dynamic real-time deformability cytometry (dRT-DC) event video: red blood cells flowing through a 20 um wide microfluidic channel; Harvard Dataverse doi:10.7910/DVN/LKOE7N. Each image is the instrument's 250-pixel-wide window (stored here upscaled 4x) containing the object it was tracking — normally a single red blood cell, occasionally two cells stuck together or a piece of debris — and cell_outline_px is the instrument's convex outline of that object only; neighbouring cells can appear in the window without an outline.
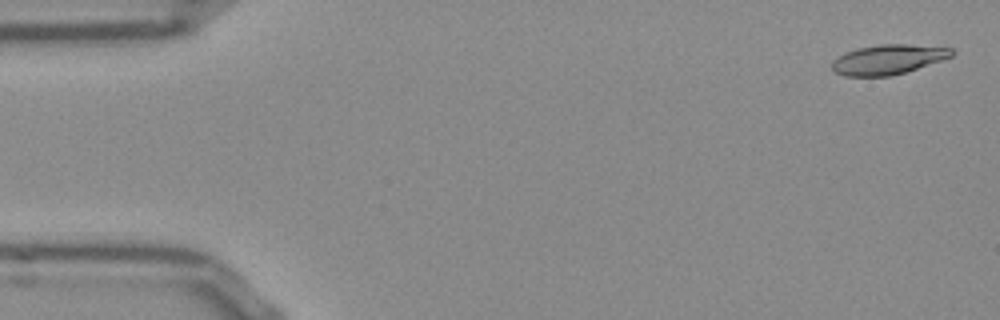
{"species": "Egyptian fruit bat (a non-hibernating species)", "species_latin": "Rousettus aegyptiacus", "temperature_condition": "room temperature", "stored_images_in_passage": 51, "camera_frame_rate_fps": 3000, "um_per_image_px": 0.085, "frame": {"image": 1, "passage_image": 1, "time_ms": 0.0, "image_size_px": [1000, 320], "cell_outline_px": [[956, 52], [952, 56], [904, 72], [888, 76], [844, 76], [836, 72], [832, 68], [832, 60], [836, 56], [844, 52], [856, 48], [880, 44], [908, 44], [952, 48]], "centroid_in_image_um": [75.44, 5.04], "position_along_channel_um": 9.6, "area_um2": 20.69}}
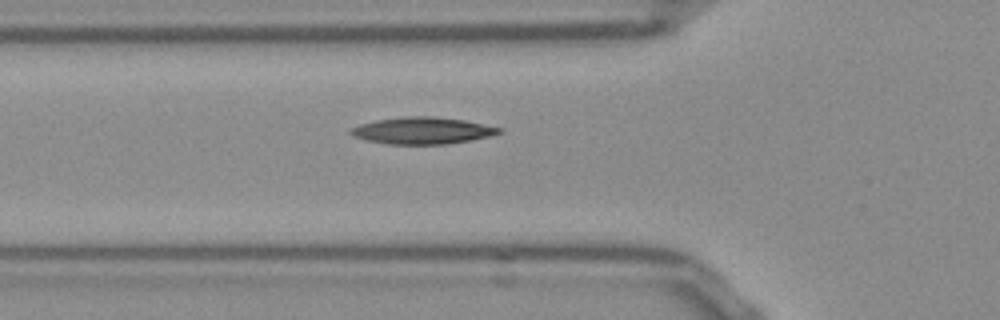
{"frame": {"image": 2, "passage_image": 17, "time_ms": 5.333, "image_size_px": [1000, 320], "cell_outline_px": [[504, 132], [492, 136], [472, 140], [444, 144], [388, 144], [364, 140], [348, 132], [348, 128], [360, 124], [376, 120], [408, 116], [432, 116], [464, 120], [500, 128]], "centroid_in_image_um": [35.89, 11.1], "position_along_channel_um": 89.9, "area_um2": 23.18}}
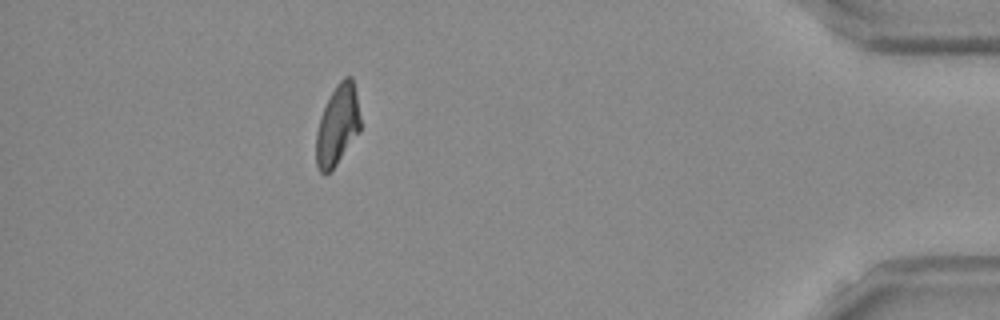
{"frame": {"image": 3, "passage_image": 46, "time_ms": 15.0, "image_size_px": [1000, 320], "cell_outline_px": [[360, 132], [336, 164], [328, 172], [320, 172], [316, 164], [316, 132], [320, 116], [336, 84], [344, 76], [352, 76], [360, 116]], "centroid_in_image_um": [28.68, 10.62], "position_along_channel_um": 406.5, "area_um2": 20.46}}